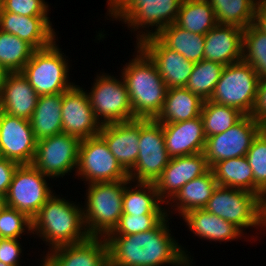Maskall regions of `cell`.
<instances>
[{"instance_id": "cell-13", "label": "cell", "mask_w": 266, "mask_h": 266, "mask_svg": "<svg viewBox=\"0 0 266 266\" xmlns=\"http://www.w3.org/2000/svg\"><path fill=\"white\" fill-rule=\"evenodd\" d=\"M81 140L66 133L37 140L32 165L49 177V180L63 178L76 173Z\"/></svg>"}, {"instance_id": "cell-18", "label": "cell", "mask_w": 266, "mask_h": 266, "mask_svg": "<svg viewBox=\"0 0 266 266\" xmlns=\"http://www.w3.org/2000/svg\"><path fill=\"white\" fill-rule=\"evenodd\" d=\"M210 169L204 153L173 157L154 182L160 200L167 205L189 181Z\"/></svg>"}, {"instance_id": "cell-43", "label": "cell", "mask_w": 266, "mask_h": 266, "mask_svg": "<svg viewBox=\"0 0 266 266\" xmlns=\"http://www.w3.org/2000/svg\"><path fill=\"white\" fill-rule=\"evenodd\" d=\"M251 116L266 128V77L260 79Z\"/></svg>"}, {"instance_id": "cell-47", "label": "cell", "mask_w": 266, "mask_h": 266, "mask_svg": "<svg viewBox=\"0 0 266 266\" xmlns=\"http://www.w3.org/2000/svg\"><path fill=\"white\" fill-rule=\"evenodd\" d=\"M8 74L9 72L0 65V90L3 87L4 81L6 80Z\"/></svg>"}, {"instance_id": "cell-21", "label": "cell", "mask_w": 266, "mask_h": 266, "mask_svg": "<svg viewBox=\"0 0 266 266\" xmlns=\"http://www.w3.org/2000/svg\"><path fill=\"white\" fill-rule=\"evenodd\" d=\"M99 135L128 173L134 167L139 154L140 119L102 125Z\"/></svg>"}, {"instance_id": "cell-50", "label": "cell", "mask_w": 266, "mask_h": 266, "mask_svg": "<svg viewBox=\"0 0 266 266\" xmlns=\"http://www.w3.org/2000/svg\"><path fill=\"white\" fill-rule=\"evenodd\" d=\"M266 7V0H259Z\"/></svg>"}, {"instance_id": "cell-34", "label": "cell", "mask_w": 266, "mask_h": 266, "mask_svg": "<svg viewBox=\"0 0 266 266\" xmlns=\"http://www.w3.org/2000/svg\"><path fill=\"white\" fill-rule=\"evenodd\" d=\"M244 114L238 109L210 100L203 102L201 118L206 138L223 133L236 124Z\"/></svg>"}, {"instance_id": "cell-41", "label": "cell", "mask_w": 266, "mask_h": 266, "mask_svg": "<svg viewBox=\"0 0 266 266\" xmlns=\"http://www.w3.org/2000/svg\"><path fill=\"white\" fill-rule=\"evenodd\" d=\"M3 10L22 16H48L49 5L45 0H3Z\"/></svg>"}, {"instance_id": "cell-25", "label": "cell", "mask_w": 266, "mask_h": 266, "mask_svg": "<svg viewBox=\"0 0 266 266\" xmlns=\"http://www.w3.org/2000/svg\"><path fill=\"white\" fill-rule=\"evenodd\" d=\"M183 221L193 236L199 239L219 242L241 240L244 233L233 223L207 212L205 209H195L185 213Z\"/></svg>"}, {"instance_id": "cell-17", "label": "cell", "mask_w": 266, "mask_h": 266, "mask_svg": "<svg viewBox=\"0 0 266 266\" xmlns=\"http://www.w3.org/2000/svg\"><path fill=\"white\" fill-rule=\"evenodd\" d=\"M137 45L156 64L167 88L186 87L194 62L166 47L155 35L143 38Z\"/></svg>"}, {"instance_id": "cell-10", "label": "cell", "mask_w": 266, "mask_h": 266, "mask_svg": "<svg viewBox=\"0 0 266 266\" xmlns=\"http://www.w3.org/2000/svg\"><path fill=\"white\" fill-rule=\"evenodd\" d=\"M171 157L165 147L162 123L156 119H140L139 154L128 172L133 182L154 183Z\"/></svg>"}, {"instance_id": "cell-38", "label": "cell", "mask_w": 266, "mask_h": 266, "mask_svg": "<svg viewBox=\"0 0 266 266\" xmlns=\"http://www.w3.org/2000/svg\"><path fill=\"white\" fill-rule=\"evenodd\" d=\"M25 234L32 235V220L15 208L6 205L2 207L0 209V238L21 239V236Z\"/></svg>"}, {"instance_id": "cell-6", "label": "cell", "mask_w": 266, "mask_h": 266, "mask_svg": "<svg viewBox=\"0 0 266 266\" xmlns=\"http://www.w3.org/2000/svg\"><path fill=\"white\" fill-rule=\"evenodd\" d=\"M57 41L46 48L35 50L21 71L39 96L64 93L75 85L69 80L71 66L68 56Z\"/></svg>"}, {"instance_id": "cell-29", "label": "cell", "mask_w": 266, "mask_h": 266, "mask_svg": "<svg viewBox=\"0 0 266 266\" xmlns=\"http://www.w3.org/2000/svg\"><path fill=\"white\" fill-rule=\"evenodd\" d=\"M203 102L186 87L168 88L163 109L156 120L168 124L197 118L201 116Z\"/></svg>"}, {"instance_id": "cell-8", "label": "cell", "mask_w": 266, "mask_h": 266, "mask_svg": "<svg viewBox=\"0 0 266 266\" xmlns=\"http://www.w3.org/2000/svg\"><path fill=\"white\" fill-rule=\"evenodd\" d=\"M96 74L97 78L95 77L90 91L86 90V93L96 120L101 126L136 119L122 75L121 78H116L104 71Z\"/></svg>"}, {"instance_id": "cell-2", "label": "cell", "mask_w": 266, "mask_h": 266, "mask_svg": "<svg viewBox=\"0 0 266 266\" xmlns=\"http://www.w3.org/2000/svg\"><path fill=\"white\" fill-rule=\"evenodd\" d=\"M65 198L55 192L31 219L32 236L36 234L42 239L49 246L47 251L81 243L90 237L84 224L82 205Z\"/></svg>"}, {"instance_id": "cell-46", "label": "cell", "mask_w": 266, "mask_h": 266, "mask_svg": "<svg viewBox=\"0 0 266 266\" xmlns=\"http://www.w3.org/2000/svg\"><path fill=\"white\" fill-rule=\"evenodd\" d=\"M123 0H107L106 2L108 3V10H107V15L105 18L122 2Z\"/></svg>"}, {"instance_id": "cell-37", "label": "cell", "mask_w": 266, "mask_h": 266, "mask_svg": "<svg viewBox=\"0 0 266 266\" xmlns=\"http://www.w3.org/2000/svg\"><path fill=\"white\" fill-rule=\"evenodd\" d=\"M242 61L250 64L260 79L266 77V33L254 24L243 32Z\"/></svg>"}, {"instance_id": "cell-26", "label": "cell", "mask_w": 266, "mask_h": 266, "mask_svg": "<svg viewBox=\"0 0 266 266\" xmlns=\"http://www.w3.org/2000/svg\"><path fill=\"white\" fill-rule=\"evenodd\" d=\"M217 186L218 184L214 173L210 168L205 174L187 182L180 189L175 197L165 206H169L166 208L168 209L166 210V215L171 217L170 215L174 211L173 214L176 212L182 217L189 211L195 209H204ZM170 206L173 210H171Z\"/></svg>"}, {"instance_id": "cell-19", "label": "cell", "mask_w": 266, "mask_h": 266, "mask_svg": "<svg viewBox=\"0 0 266 266\" xmlns=\"http://www.w3.org/2000/svg\"><path fill=\"white\" fill-rule=\"evenodd\" d=\"M40 262L43 266H108L107 243L105 237H89L46 251Z\"/></svg>"}, {"instance_id": "cell-27", "label": "cell", "mask_w": 266, "mask_h": 266, "mask_svg": "<svg viewBox=\"0 0 266 266\" xmlns=\"http://www.w3.org/2000/svg\"><path fill=\"white\" fill-rule=\"evenodd\" d=\"M211 169L219 186L247 190L265 202L266 194L254 183L246 156L219 161Z\"/></svg>"}, {"instance_id": "cell-44", "label": "cell", "mask_w": 266, "mask_h": 266, "mask_svg": "<svg viewBox=\"0 0 266 266\" xmlns=\"http://www.w3.org/2000/svg\"><path fill=\"white\" fill-rule=\"evenodd\" d=\"M19 164L0 156V193L6 195Z\"/></svg>"}, {"instance_id": "cell-30", "label": "cell", "mask_w": 266, "mask_h": 266, "mask_svg": "<svg viewBox=\"0 0 266 266\" xmlns=\"http://www.w3.org/2000/svg\"><path fill=\"white\" fill-rule=\"evenodd\" d=\"M63 93L41 95L30 119L36 140L54 136L63 132L62 128Z\"/></svg>"}, {"instance_id": "cell-28", "label": "cell", "mask_w": 266, "mask_h": 266, "mask_svg": "<svg viewBox=\"0 0 266 266\" xmlns=\"http://www.w3.org/2000/svg\"><path fill=\"white\" fill-rule=\"evenodd\" d=\"M162 204L154 183L125 180L123 214L166 215L167 209Z\"/></svg>"}, {"instance_id": "cell-11", "label": "cell", "mask_w": 266, "mask_h": 266, "mask_svg": "<svg viewBox=\"0 0 266 266\" xmlns=\"http://www.w3.org/2000/svg\"><path fill=\"white\" fill-rule=\"evenodd\" d=\"M74 175L78 180L81 178L86 183L84 185L129 179L128 173L118 163L100 135L81 140Z\"/></svg>"}, {"instance_id": "cell-15", "label": "cell", "mask_w": 266, "mask_h": 266, "mask_svg": "<svg viewBox=\"0 0 266 266\" xmlns=\"http://www.w3.org/2000/svg\"><path fill=\"white\" fill-rule=\"evenodd\" d=\"M37 140L30 120L0 111V156L19 165L32 164Z\"/></svg>"}, {"instance_id": "cell-1", "label": "cell", "mask_w": 266, "mask_h": 266, "mask_svg": "<svg viewBox=\"0 0 266 266\" xmlns=\"http://www.w3.org/2000/svg\"><path fill=\"white\" fill-rule=\"evenodd\" d=\"M170 219L166 215L153 229L141 233L106 236L109 265L194 266L193 256L171 234Z\"/></svg>"}, {"instance_id": "cell-4", "label": "cell", "mask_w": 266, "mask_h": 266, "mask_svg": "<svg viewBox=\"0 0 266 266\" xmlns=\"http://www.w3.org/2000/svg\"><path fill=\"white\" fill-rule=\"evenodd\" d=\"M184 1L123 0L108 16L112 21H122L131 32L137 33L135 38L138 44L143 38L156 35L162 28L175 23Z\"/></svg>"}, {"instance_id": "cell-24", "label": "cell", "mask_w": 266, "mask_h": 266, "mask_svg": "<svg viewBox=\"0 0 266 266\" xmlns=\"http://www.w3.org/2000/svg\"><path fill=\"white\" fill-rule=\"evenodd\" d=\"M38 97L21 72L9 73L0 90V111L30 120Z\"/></svg>"}, {"instance_id": "cell-5", "label": "cell", "mask_w": 266, "mask_h": 266, "mask_svg": "<svg viewBox=\"0 0 266 266\" xmlns=\"http://www.w3.org/2000/svg\"><path fill=\"white\" fill-rule=\"evenodd\" d=\"M83 217L90 237H106L123 214L125 180L95 182L86 186Z\"/></svg>"}, {"instance_id": "cell-33", "label": "cell", "mask_w": 266, "mask_h": 266, "mask_svg": "<svg viewBox=\"0 0 266 266\" xmlns=\"http://www.w3.org/2000/svg\"><path fill=\"white\" fill-rule=\"evenodd\" d=\"M213 7L217 24L242 29L253 24L259 0H207Z\"/></svg>"}, {"instance_id": "cell-42", "label": "cell", "mask_w": 266, "mask_h": 266, "mask_svg": "<svg viewBox=\"0 0 266 266\" xmlns=\"http://www.w3.org/2000/svg\"><path fill=\"white\" fill-rule=\"evenodd\" d=\"M20 240L0 238V262L10 266H21L23 247Z\"/></svg>"}, {"instance_id": "cell-35", "label": "cell", "mask_w": 266, "mask_h": 266, "mask_svg": "<svg viewBox=\"0 0 266 266\" xmlns=\"http://www.w3.org/2000/svg\"><path fill=\"white\" fill-rule=\"evenodd\" d=\"M34 51L18 36L0 30V65L9 73L21 72Z\"/></svg>"}, {"instance_id": "cell-20", "label": "cell", "mask_w": 266, "mask_h": 266, "mask_svg": "<svg viewBox=\"0 0 266 266\" xmlns=\"http://www.w3.org/2000/svg\"><path fill=\"white\" fill-rule=\"evenodd\" d=\"M0 30L18 36L35 50L46 48L58 39L48 16L28 17L3 10L0 16Z\"/></svg>"}, {"instance_id": "cell-49", "label": "cell", "mask_w": 266, "mask_h": 266, "mask_svg": "<svg viewBox=\"0 0 266 266\" xmlns=\"http://www.w3.org/2000/svg\"><path fill=\"white\" fill-rule=\"evenodd\" d=\"M3 0H0V16L2 14V11H3Z\"/></svg>"}, {"instance_id": "cell-31", "label": "cell", "mask_w": 266, "mask_h": 266, "mask_svg": "<svg viewBox=\"0 0 266 266\" xmlns=\"http://www.w3.org/2000/svg\"><path fill=\"white\" fill-rule=\"evenodd\" d=\"M166 47L177 51L194 63L204 59L205 35L180 28L175 23L162 28L155 35Z\"/></svg>"}, {"instance_id": "cell-22", "label": "cell", "mask_w": 266, "mask_h": 266, "mask_svg": "<svg viewBox=\"0 0 266 266\" xmlns=\"http://www.w3.org/2000/svg\"><path fill=\"white\" fill-rule=\"evenodd\" d=\"M168 155L187 156L204 151L206 136L201 116L182 122L162 124Z\"/></svg>"}, {"instance_id": "cell-45", "label": "cell", "mask_w": 266, "mask_h": 266, "mask_svg": "<svg viewBox=\"0 0 266 266\" xmlns=\"http://www.w3.org/2000/svg\"><path fill=\"white\" fill-rule=\"evenodd\" d=\"M253 24L262 32L266 33V7L258 1Z\"/></svg>"}, {"instance_id": "cell-14", "label": "cell", "mask_w": 266, "mask_h": 266, "mask_svg": "<svg viewBox=\"0 0 266 266\" xmlns=\"http://www.w3.org/2000/svg\"><path fill=\"white\" fill-rule=\"evenodd\" d=\"M263 129L251 115H244L225 132L207 137L203 153L209 167L225 159L245 156Z\"/></svg>"}, {"instance_id": "cell-7", "label": "cell", "mask_w": 266, "mask_h": 266, "mask_svg": "<svg viewBox=\"0 0 266 266\" xmlns=\"http://www.w3.org/2000/svg\"><path fill=\"white\" fill-rule=\"evenodd\" d=\"M207 212L233 223L244 234L247 228L265 229L264 202L254 193L243 189L217 186L208 200Z\"/></svg>"}, {"instance_id": "cell-39", "label": "cell", "mask_w": 266, "mask_h": 266, "mask_svg": "<svg viewBox=\"0 0 266 266\" xmlns=\"http://www.w3.org/2000/svg\"><path fill=\"white\" fill-rule=\"evenodd\" d=\"M245 156L252 169L254 183L266 194V128L253 140Z\"/></svg>"}, {"instance_id": "cell-36", "label": "cell", "mask_w": 266, "mask_h": 266, "mask_svg": "<svg viewBox=\"0 0 266 266\" xmlns=\"http://www.w3.org/2000/svg\"><path fill=\"white\" fill-rule=\"evenodd\" d=\"M224 67L220 63L204 59L196 62L186 88L202 100H209L214 93Z\"/></svg>"}, {"instance_id": "cell-40", "label": "cell", "mask_w": 266, "mask_h": 266, "mask_svg": "<svg viewBox=\"0 0 266 266\" xmlns=\"http://www.w3.org/2000/svg\"><path fill=\"white\" fill-rule=\"evenodd\" d=\"M166 215L122 214L116 227L107 236H125L153 229Z\"/></svg>"}, {"instance_id": "cell-51", "label": "cell", "mask_w": 266, "mask_h": 266, "mask_svg": "<svg viewBox=\"0 0 266 266\" xmlns=\"http://www.w3.org/2000/svg\"><path fill=\"white\" fill-rule=\"evenodd\" d=\"M0 266H10V265L0 262Z\"/></svg>"}, {"instance_id": "cell-48", "label": "cell", "mask_w": 266, "mask_h": 266, "mask_svg": "<svg viewBox=\"0 0 266 266\" xmlns=\"http://www.w3.org/2000/svg\"><path fill=\"white\" fill-rule=\"evenodd\" d=\"M6 205L5 196L0 193V209Z\"/></svg>"}, {"instance_id": "cell-3", "label": "cell", "mask_w": 266, "mask_h": 266, "mask_svg": "<svg viewBox=\"0 0 266 266\" xmlns=\"http://www.w3.org/2000/svg\"><path fill=\"white\" fill-rule=\"evenodd\" d=\"M133 54L134 58L123 65L119 74L126 84L133 115L139 119H156L163 109L168 88L156 64L137 44Z\"/></svg>"}, {"instance_id": "cell-12", "label": "cell", "mask_w": 266, "mask_h": 266, "mask_svg": "<svg viewBox=\"0 0 266 266\" xmlns=\"http://www.w3.org/2000/svg\"><path fill=\"white\" fill-rule=\"evenodd\" d=\"M48 178L32 164L19 165L5 195L6 206L15 208L32 219L55 193L48 186Z\"/></svg>"}, {"instance_id": "cell-23", "label": "cell", "mask_w": 266, "mask_h": 266, "mask_svg": "<svg viewBox=\"0 0 266 266\" xmlns=\"http://www.w3.org/2000/svg\"><path fill=\"white\" fill-rule=\"evenodd\" d=\"M244 29L217 24L205 35L204 60L224 66L242 61Z\"/></svg>"}, {"instance_id": "cell-9", "label": "cell", "mask_w": 266, "mask_h": 266, "mask_svg": "<svg viewBox=\"0 0 266 266\" xmlns=\"http://www.w3.org/2000/svg\"><path fill=\"white\" fill-rule=\"evenodd\" d=\"M259 81L254 68L245 61L226 65L209 100L251 115Z\"/></svg>"}, {"instance_id": "cell-32", "label": "cell", "mask_w": 266, "mask_h": 266, "mask_svg": "<svg viewBox=\"0 0 266 266\" xmlns=\"http://www.w3.org/2000/svg\"><path fill=\"white\" fill-rule=\"evenodd\" d=\"M175 24L192 33L206 35L217 25V20L207 0H185L179 7Z\"/></svg>"}, {"instance_id": "cell-16", "label": "cell", "mask_w": 266, "mask_h": 266, "mask_svg": "<svg viewBox=\"0 0 266 266\" xmlns=\"http://www.w3.org/2000/svg\"><path fill=\"white\" fill-rule=\"evenodd\" d=\"M63 133L80 140L99 135L101 124L96 120L86 90L74 85L63 93L61 105Z\"/></svg>"}]
</instances>
